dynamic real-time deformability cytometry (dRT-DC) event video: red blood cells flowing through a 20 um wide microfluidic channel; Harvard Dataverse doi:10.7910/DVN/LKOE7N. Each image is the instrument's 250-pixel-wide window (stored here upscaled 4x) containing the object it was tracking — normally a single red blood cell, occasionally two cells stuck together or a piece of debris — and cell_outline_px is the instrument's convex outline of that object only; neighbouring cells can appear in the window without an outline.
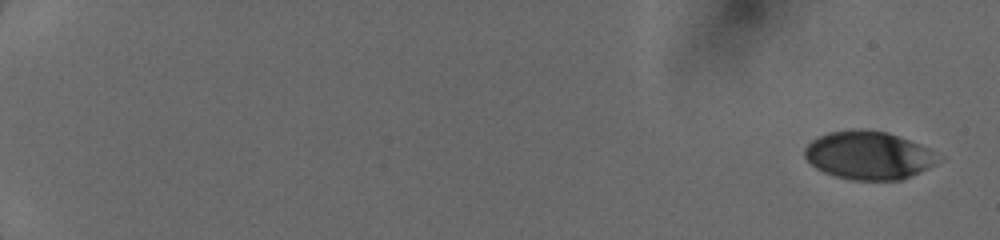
{"species": "human", "species_latin": "Homo sapiens", "temperature_condition": "cold", "stored_images_in_passage": 10, "camera_frame_rate_fps": 3000, "um_per_image_px": 0.085, "donor": {"sex": "female"}, "frame": {"image": 1, "passage_image": 1, "time_ms": 0.0, "image_size_px": [1000, 240], "cell_outline_px": [[944, 160], [920, 172], [900, 180], [852, 180], [836, 176], [824, 172], [816, 168], [804, 156], [804, 148], [812, 140], [828, 132], [860, 128], [864, 128], [888, 132], [900, 136], [920, 144], [944, 156]], "centroid_in_image_um": [73.89, 13.19], "position_along_channel_um": 11.1, "area_um2": 37.97}}
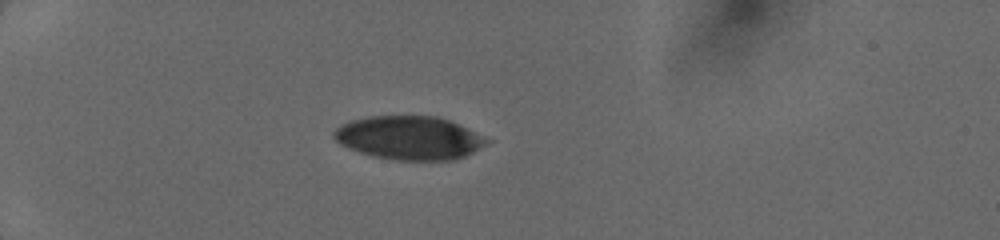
{"frame": {"image": 2, "passage_image": 8, "time_ms": 5.0, "image_size_px": [1000, 240], "cell_outline_px": [[492, 140], [488, 144], [464, 156], [452, 160], [396, 160], [372, 156], [348, 148], [340, 144], [332, 136], [332, 132], [336, 128], [352, 120], [368, 116], [436, 116], [448, 120], [468, 128]], "centroid_in_image_um": [34.79, 11.72], "position_along_channel_um": 50.2, "area_um2": 38.73}}